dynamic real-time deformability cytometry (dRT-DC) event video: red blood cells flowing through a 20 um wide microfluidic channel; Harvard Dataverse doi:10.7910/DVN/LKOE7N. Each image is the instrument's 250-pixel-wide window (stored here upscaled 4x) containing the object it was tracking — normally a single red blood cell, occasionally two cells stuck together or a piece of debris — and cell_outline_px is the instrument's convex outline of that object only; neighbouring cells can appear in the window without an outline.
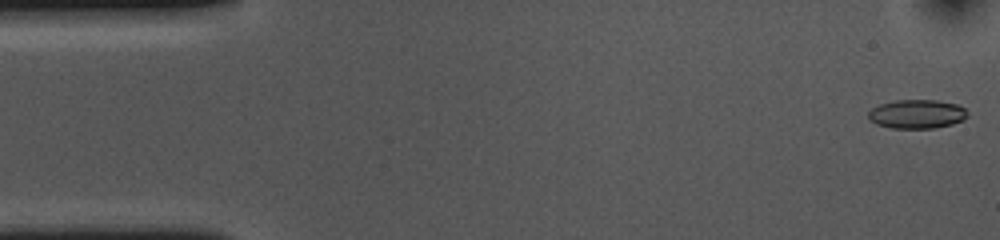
{"species": "common noctule bat (a hibernating species)", "species_latin": "Nyctalus noctula", "temperature_condition": "cold", "stored_images_in_passage": 53, "camera_frame_rate_fps": 3000, "um_per_image_px": 0.085, "animal": {"sex": "female", "body_mass_g": 10.0, "forearm_length_mm": 53.1}, "frame": {"image": 1, "passage_image": 1, "time_ms": 0.0, "image_size_px": [1000, 240], "cell_outline_px": [[968, 116], [964, 120], [952, 124], [936, 128], [892, 128], [876, 124], [868, 116], [868, 112], [872, 108], [880, 104], [896, 100], [936, 100], [956, 104], [964, 108], [968, 112]], "centroid_in_image_um": [77.96, 9.69], "position_along_channel_um": 7.0, "area_um2": 16.7}}
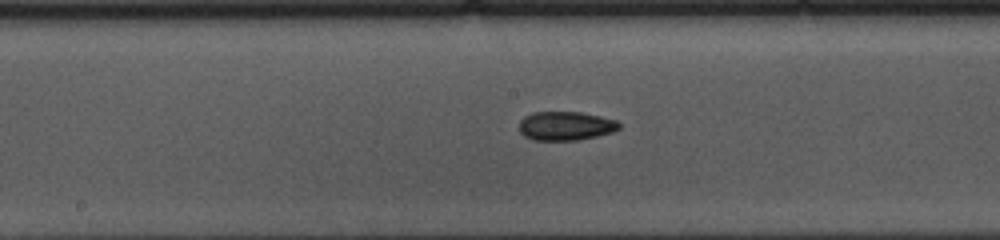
{"frame": {"image": 2, "passage_image": 26, "time_ms": 8.333, "image_size_px": [1000, 240], "cell_outline_px": [[620, 128], [612, 132], [596, 136], [576, 140], [532, 140], [524, 136], [520, 132], [520, 120], [524, 116], [532, 112], [580, 112], [600, 116], [616, 120], [620, 124]], "centroid_in_image_um": [48.06, 10.7], "position_along_channel_um": 200.1, "area_um2": 16.82}}
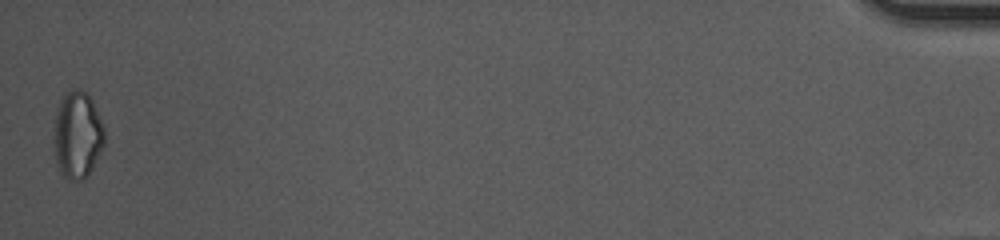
{"frame": {"image": 3, "passage_image": 53, "time_ms": 17.333, "image_size_px": [1000, 240], "cell_outline_px": [[104, 144], [92, 168], [84, 180], [68, 180], [60, 172], [56, 160], [56, 108], [60, 100], [72, 88], [80, 88], [92, 100], [104, 128]], "centroid_in_image_um": [6.6, 11.47], "position_along_channel_um": 428.6, "area_um2": 25.09}, "authors_computed_cell_mechanics": {"area_um2": 16.9932, "velocity_mm_per_s": 3.6576, "shape_relaxation_time_tau1_ms": 8.1934, "shape_relaxation_time_tau2_ms": 9.2579, "deformation_change_tau1": 0.1495, "deformation_change_tau2": 0.1517}}